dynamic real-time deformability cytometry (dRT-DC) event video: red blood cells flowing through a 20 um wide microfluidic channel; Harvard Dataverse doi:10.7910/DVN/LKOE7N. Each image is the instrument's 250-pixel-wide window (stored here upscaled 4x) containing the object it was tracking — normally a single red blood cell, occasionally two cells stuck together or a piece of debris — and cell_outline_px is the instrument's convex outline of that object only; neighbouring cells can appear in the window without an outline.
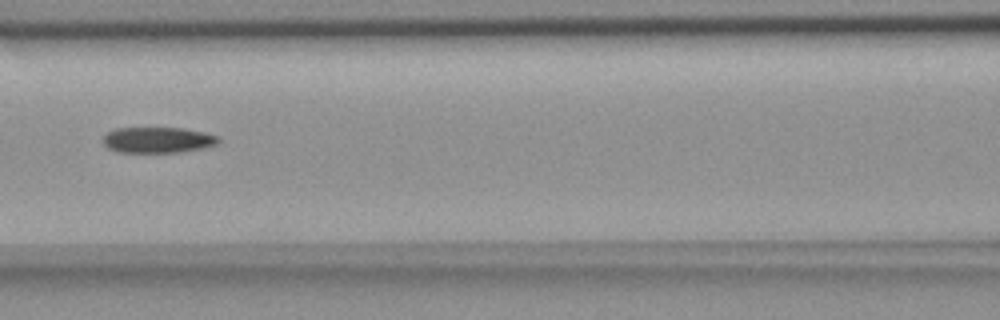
{"species": "common noctule bat (a hibernating species)", "species_latin": "Nyctalus noctula", "temperature_condition": "room temperature", "stored_images_in_passage": 7, "camera_frame_rate_fps": 3000, "um_per_image_px": 0.085, "animal": {"sex": "female", "body_mass_g": 18.4}, "frame": {"image": 1, "passage_image": 7, "time_ms": 8.0, "image_size_px": [1000, 320], "cell_outline_px": [[220, 140], [216, 144], [204, 148], [180, 152], [116, 152], [108, 148], [104, 144], [104, 136], [108, 132], [116, 128], [184, 128], [204, 132], [220, 136]], "centroid_in_image_um": [13.44, 11.89], "position_along_channel_um": 153.2, "area_um2": 17.4}}